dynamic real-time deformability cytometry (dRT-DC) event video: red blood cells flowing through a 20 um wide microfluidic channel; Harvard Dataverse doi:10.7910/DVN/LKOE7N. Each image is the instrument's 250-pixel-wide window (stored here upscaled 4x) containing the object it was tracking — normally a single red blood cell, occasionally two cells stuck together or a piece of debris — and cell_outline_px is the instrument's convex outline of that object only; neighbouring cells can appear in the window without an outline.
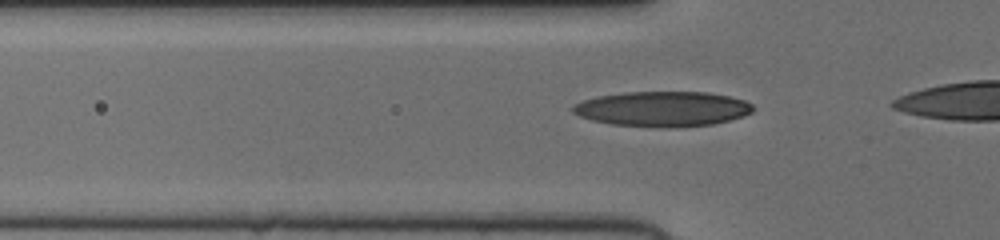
{"species": "human", "species_latin": "Homo sapiens", "temperature_condition": "cold", "stored_images_in_passage": 19, "camera_frame_rate_fps": 3000, "um_per_image_px": 0.085, "donor": {"sex": "female"}, "frame": {"image": 1, "passage_image": 13, "time_ms": 4.0, "image_size_px": [1000, 240], "cell_outline_px": [[756, 108], [752, 112], [744, 116], [712, 124], [676, 128], [612, 124], [592, 120], [580, 116], [572, 112], [572, 104], [596, 96], [624, 92], [708, 92], [728, 96], [744, 100], [752, 104]], "centroid_in_image_um": [56.33, 9.25], "position_along_channel_um": 69.5, "area_um2": 36.93}}
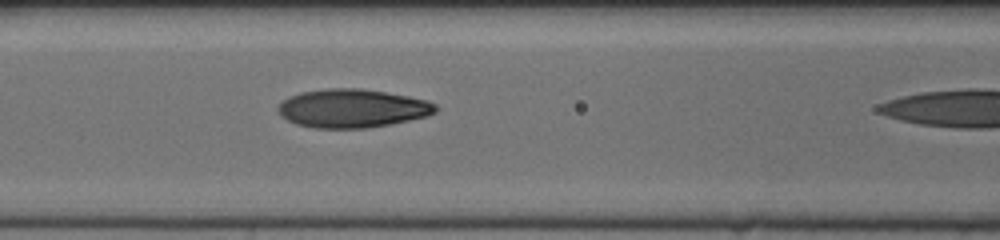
{"frame": {"image": 2, "passage_image": 18, "time_ms": 5.667, "image_size_px": [1000, 240], "cell_outline_px": [[436, 112], [428, 116], [368, 128], [312, 128], [296, 124], [280, 116], [276, 108], [288, 96], [300, 92], [328, 88], [360, 88], [408, 96], [428, 100], [436, 104]], "centroid_in_image_um": [29.92, 9.21], "position_along_channel_um": 136.7, "area_um2": 35.43}}